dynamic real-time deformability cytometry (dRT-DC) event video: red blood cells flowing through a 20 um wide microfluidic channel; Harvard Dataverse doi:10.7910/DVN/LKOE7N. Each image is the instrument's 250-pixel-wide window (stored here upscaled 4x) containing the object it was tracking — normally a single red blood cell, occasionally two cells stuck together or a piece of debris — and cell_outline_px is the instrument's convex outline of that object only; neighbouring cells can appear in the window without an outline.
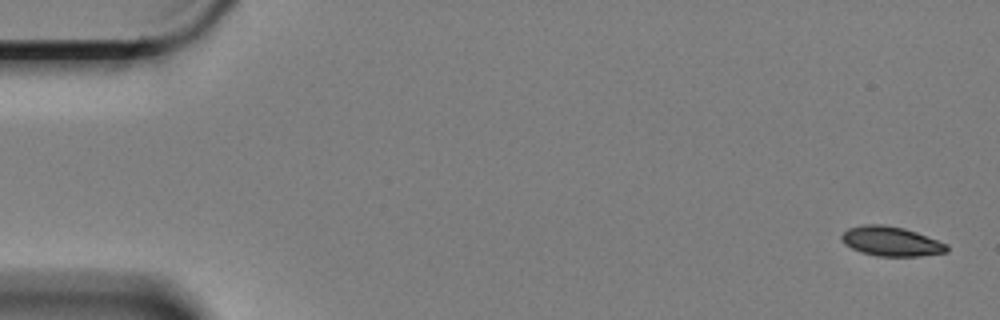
{"species": "Egyptian fruit bat (a non-hibernating species)", "species_latin": "Rousettus aegyptiacus", "temperature_condition": "cold", "stored_images_in_passage": 33, "camera_frame_rate_fps": 3000, "um_per_image_px": 0.085, "animal": {"sex": "female"}, "frame": {"image": 1, "passage_image": 1, "time_ms": 0.0, "image_size_px": [1000, 320], "cell_outline_px": [[948, 252], [920, 256], [876, 256], [852, 248], [844, 244], [840, 240], [840, 236], [848, 228], [864, 224], [884, 224], [904, 228], [916, 232], [948, 244]], "centroid_in_image_um": [75.74, 20.5], "position_along_channel_um": 9.3, "area_um2": 18.15}}
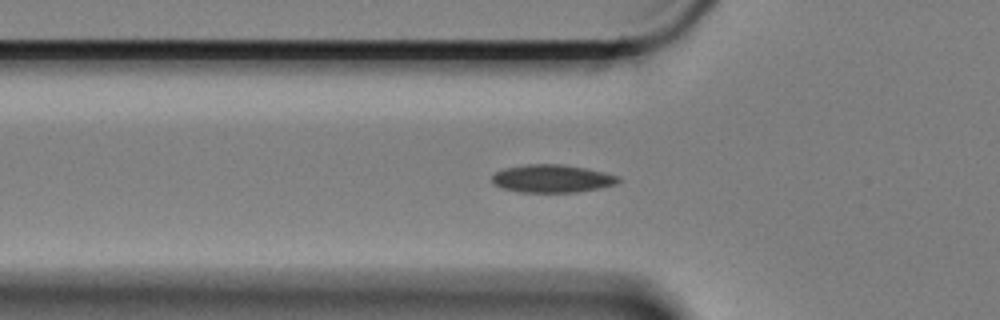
{"frame": {"image": 2, "passage_image": 19, "time_ms": 6.0, "image_size_px": [1000, 320], "cell_outline_px": [[624, 180], [616, 184], [600, 188], [576, 192], [520, 192], [500, 188], [492, 184], [492, 176], [496, 172], [504, 168], [528, 164], [560, 164], [588, 168], [620, 176]], "centroid_in_image_um": [46.96, 15.18], "position_along_channel_um": 78.8, "area_um2": 20.81}}
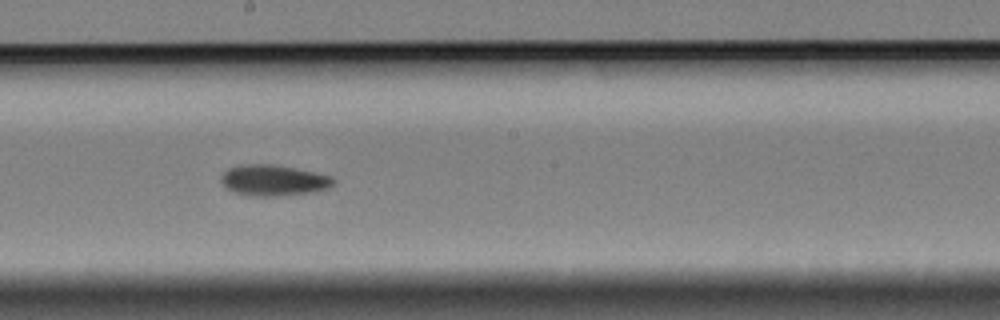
{"frame": {"image": 3, "passage_image": 32, "time_ms": 10.333, "image_size_px": [1000, 320], "cell_outline_px": [[336, 180], [328, 188], [316, 192], [276, 196], [248, 196], [232, 192], [220, 180], [220, 176], [228, 168], [240, 164], [272, 164], [296, 168], [332, 176]], "centroid_in_image_um": [23.24, 15.33], "position_along_channel_um": 225.0, "area_um2": 20.46}}